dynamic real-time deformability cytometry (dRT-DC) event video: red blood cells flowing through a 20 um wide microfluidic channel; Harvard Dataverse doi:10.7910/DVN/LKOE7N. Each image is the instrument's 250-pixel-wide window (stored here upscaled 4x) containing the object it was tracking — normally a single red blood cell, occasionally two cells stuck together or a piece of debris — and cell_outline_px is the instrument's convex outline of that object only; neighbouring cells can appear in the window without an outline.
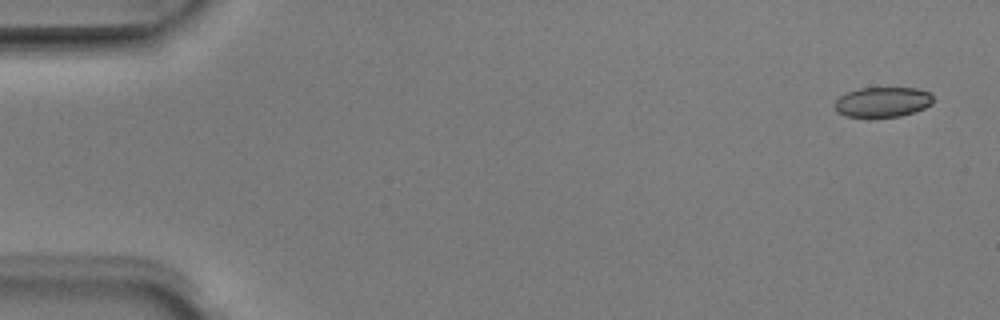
{"species": "Egyptian fruit bat (a non-hibernating species)", "species_latin": "Rousettus aegyptiacus", "temperature_condition": "room temperature", "stored_images_in_passage": 7, "camera_frame_rate_fps": 3000, "um_per_image_px": 0.085, "animal": {"sex": "male"}, "frame": {"image": 1, "passage_image": 1, "time_ms": 0.0, "image_size_px": [1000, 320], "cell_outline_px": [[932, 104], [924, 108], [900, 116], [868, 120], [844, 116], [836, 112], [832, 104], [840, 96], [848, 92], [860, 88], [916, 88], [928, 92], [932, 96]], "centroid_in_image_um": [74.93, 8.72], "position_along_channel_um": 10.1, "area_um2": 17.86}}
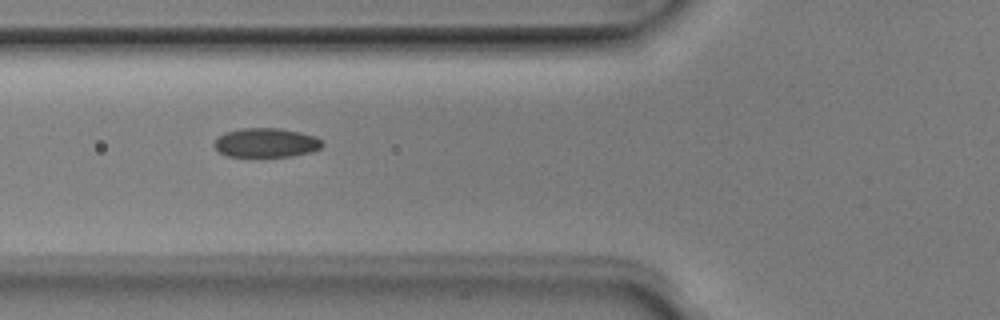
{"frame": {"image": 2, "passage_image": 6, "time_ms": 1.667, "image_size_px": [1000, 320], "cell_outline_px": [[324, 144], [320, 148], [312, 152], [292, 156], [260, 160], [228, 156], [220, 152], [212, 144], [220, 136], [228, 132], [240, 128], [280, 128], [300, 132], [316, 136], [324, 140]], "centroid_in_image_um": [22.65, 12.18], "position_along_channel_um": 103.1, "area_um2": 19.31}}
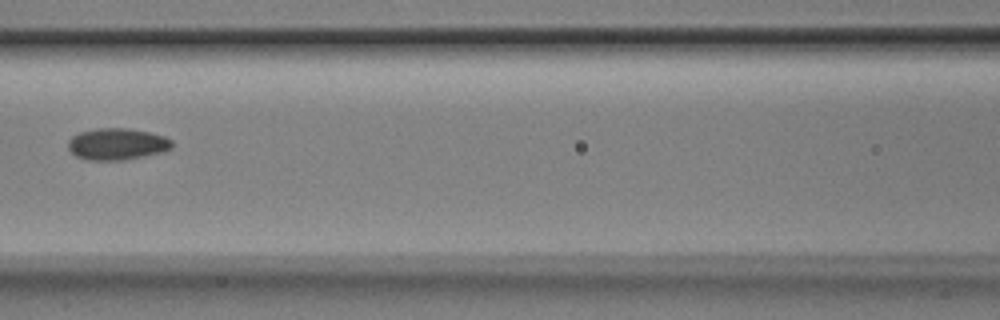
{"frame": {"image": 3, "passage_image": 7, "time_ms": 2.0, "image_size_px": [1000, 320], "cell_outline_px": [[172, 148], [164, 152], [124, 160], [88, 160], [76, 156], [68, 148], [68, 140], [72, 136], [80, 132], [96, 128], [128, 128], [148, 132], [164, 136], [172, 140]], "centroid_in_image_um": [9.95, 12.24], "position_along_channel_um": 156.6, "area_um2": 19.25}}